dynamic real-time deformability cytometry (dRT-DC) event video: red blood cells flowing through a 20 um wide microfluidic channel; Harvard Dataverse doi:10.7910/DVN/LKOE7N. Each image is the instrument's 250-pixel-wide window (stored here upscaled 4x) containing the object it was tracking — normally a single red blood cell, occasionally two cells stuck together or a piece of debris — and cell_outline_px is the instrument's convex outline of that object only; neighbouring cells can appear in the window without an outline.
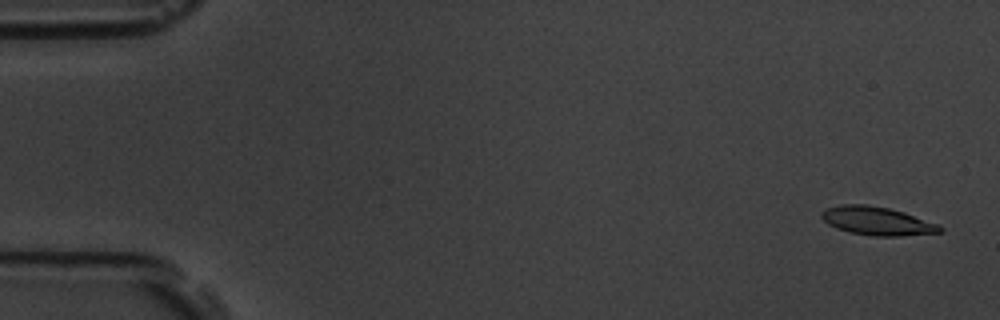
{"species": "common noctule bat (a hibernating species)", "species_latin": "Nyctalus noctula", "temperature_condition": "room temperature", "stored_images_in_passage": 10, "camera_frame_rate_fps": 3000, "um_per_image_px": 0.085, "animal": {"sex": "male", "body_mass_g": 19.5, "forearm_length_mm": 54.6}, "frame": {"image": 1, "passage_image": 1, "time_ms": 0.0, "image_size_px": [1000, 320], "cell_outline_px": [[944, 228], [940, 232], [900, 236], [876, 236], [848, 232], [836, 228], [828, 224], [820, 216], [820, 212], [828, 208], [840, 204], [864, 204], [888, 208], [904, 212], [940, 224]], "centroid_in_image_um": [74.55, 18.78], "position_along_channel_um": 10.4, "area_um2": 19.65}}
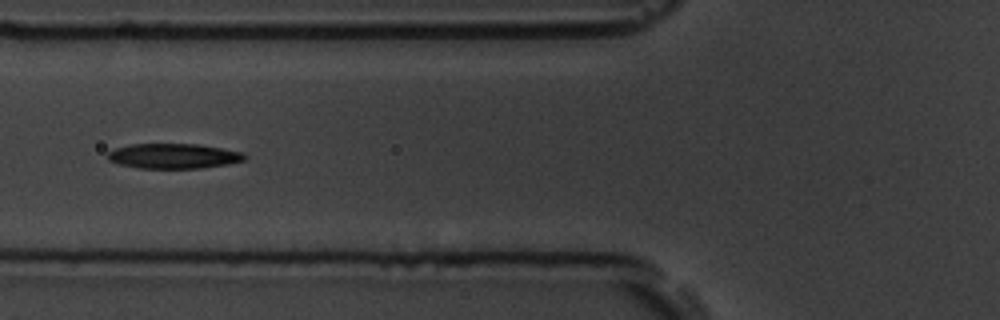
{"frame": {"image": 2, "passage_image": 7, "time_ms": 6.667, "image_size_px": [1000, 320], "cell_outline_px": [[248, 156], [244, 160], [228, 164], [200, 168], [140, 168], [120, 164], [108, 160], [108, 152], [116, 148], [132, 144], [196, 144], [244, 152]], "centroid_in_image_um": [14.78, 13.26], "position_along_channel_um": 111.0, "area_um2": 19.83}}
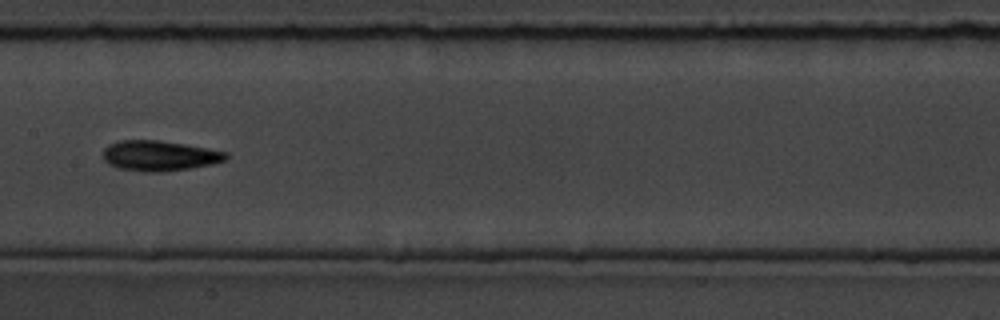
{"frame": {"image": 3, "passage_image": 9, "time_ms": 9.0, "image_size_px": [1000, 320], "cell_outline_px": [[228, 156], [224, 160], [212, 164], [192, 168], [160, 172], [144, 172], [120, 168], [108, 164], [104, 160], [104, 148], [108, 144], [120, 140], [160, 140], [208, 148], [228, 152]], "centroid_in_image_um": [13.55, 13.23], "position_along_channel_um": 193.9, "area_um2": 21.73}}